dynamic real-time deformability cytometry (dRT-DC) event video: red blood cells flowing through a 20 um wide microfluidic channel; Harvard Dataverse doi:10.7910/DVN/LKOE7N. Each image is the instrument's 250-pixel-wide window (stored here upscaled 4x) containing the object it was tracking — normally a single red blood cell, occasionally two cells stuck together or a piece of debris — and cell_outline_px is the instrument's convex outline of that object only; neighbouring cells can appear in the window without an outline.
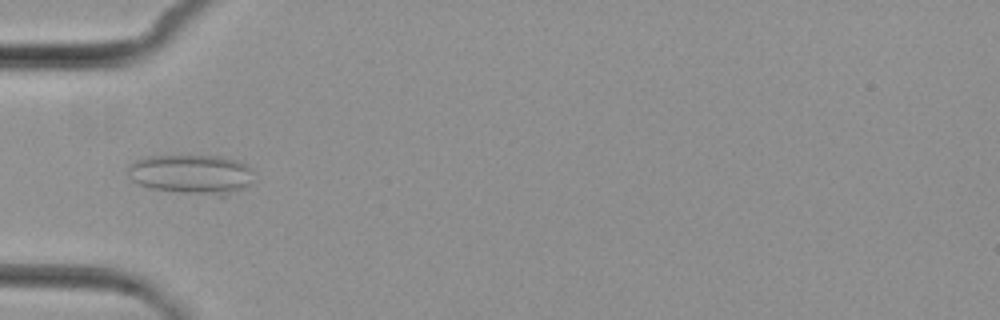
{"species": "common noctule bat (a hibernating species)", "species_latin": "Nyctalus noctula", "temperature_condition": "cold", "stored_images_in_passage": 4, "camera_frame_rate_fps": 3000, "um_per_image_px": 0.085, "animal": {"sex": "female", "body_mass_g": 29.2, "forearm_length_mm": 56.3}, "frame": {"image": 1, "passage_image": 4, "time_ms": 3.667, "image_size_px": [1000, 320], "cell_outline_px": [[252, 168], [248, 184], [244, 188], [228, 196], [220, 196], [148, 188], [136, 184], [128, 176], [128, 164], [144, 156], [220, 156], [236, 160]], "centroid_in_image_um": [16.22, 14.81], "position_along_channel_um": 68.8, "area_um2": 29.02}}